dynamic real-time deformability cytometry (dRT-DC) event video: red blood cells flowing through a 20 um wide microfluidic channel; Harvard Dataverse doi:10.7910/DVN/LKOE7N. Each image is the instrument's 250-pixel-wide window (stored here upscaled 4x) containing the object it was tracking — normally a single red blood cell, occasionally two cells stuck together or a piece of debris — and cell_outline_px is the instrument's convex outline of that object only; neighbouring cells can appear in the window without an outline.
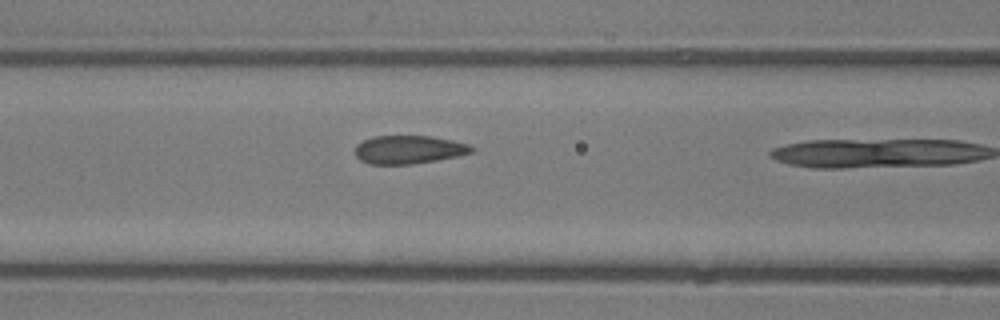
{"species": "common noctule bat (a hibernating species)", "species_latin": "Nyctalus noctula", "temperature_condition": "room temperature", "stored_images_in_passage": 5, "camera_frame_rate_fps": 3000, "um_per_image_px": 0.085, "animal": {"sex": "male", "body_mass_g": 13.3}, "frame": {"image": 1, "passage_image": 4, "time_ms": 1.0, "image_size_px": [1000, 320], "cell_outline_px": [[476, 148], [472, 152], [456, 156], [436, 160], [412, 164], [368, 164], [360, 160], [356, 156], [356, 144], [364, 140], [376, 136], [432, 136], [452, 140], [468, 144]], "centroid_in_image_um": [34.74, 12.71], "position_along_channel_um": 131.9, "area_um2": 19.13}}